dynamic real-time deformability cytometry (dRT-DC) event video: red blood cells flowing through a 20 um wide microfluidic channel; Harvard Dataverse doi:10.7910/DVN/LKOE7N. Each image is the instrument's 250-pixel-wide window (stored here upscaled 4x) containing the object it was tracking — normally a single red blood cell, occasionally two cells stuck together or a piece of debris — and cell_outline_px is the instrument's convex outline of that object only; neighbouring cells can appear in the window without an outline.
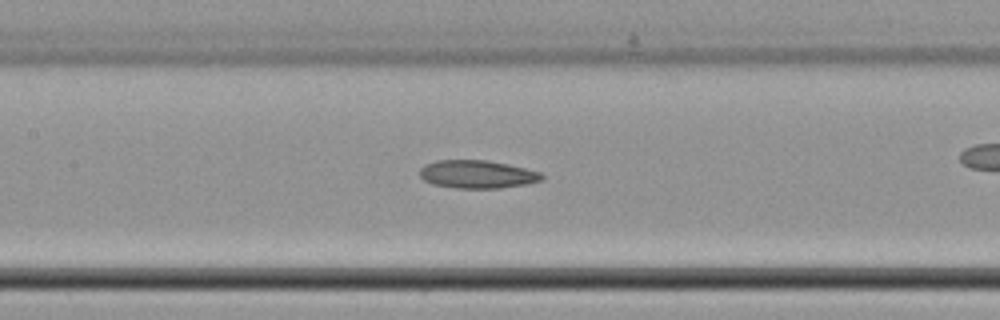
{"species": "common noctule bat (a hibernating species)", "species_latin": "Nyctalus noctula", "temperature_condition": "cold", "stored_images_in_passage": 36, "camera_frame_rate_fps": 3000, "um_per_image_px": 0.085, "animal": {"sex": "female", "body_mass_g": 22.7, "forearm_length_mm": 54.2}, "frame": {"image": 1, "passage_image": 25, "time_ms": 8.0, "image_size_px": [1000, 320], "cell_outline_px": [[544, 180], [528, 184], [500, 188], [456, 188], [432, 184], [424, 180], [420, 176], [420, 168], [424, 164], [436, 160], [484, 160], [508, 164], [540, 172], [544, 176]], "centroid_in_image_um": [40.57, 14.81], "position_along_channel_um": 166.8, "area_um2": 20.06}}